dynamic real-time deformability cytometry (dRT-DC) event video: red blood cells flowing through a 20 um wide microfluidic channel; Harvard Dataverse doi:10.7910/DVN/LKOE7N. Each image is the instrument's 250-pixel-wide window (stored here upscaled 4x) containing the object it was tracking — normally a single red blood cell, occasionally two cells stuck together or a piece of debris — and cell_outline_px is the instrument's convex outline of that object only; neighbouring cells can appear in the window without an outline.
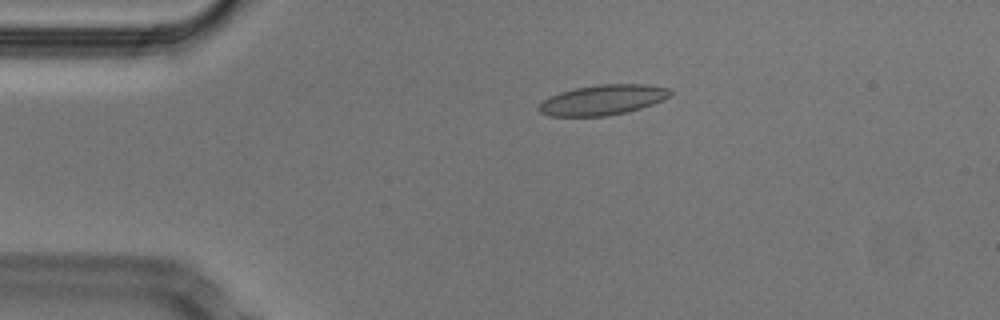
{"species": "Egyptian fruit bat (a non-hibernating species)", "species_latin": "Rousettus aegyptiacus", "temperature_condition": "cold", "stored_images_in_passage": 52, "camera_frame_rate_fps": 3000, "um_per_image_px": 0.085, "animal": {"sex": "male"}, "frame": {"image": 1, "passage_image": 10, "time_ms": 3.0, "image_size_px": [1000, 320], "cell_outline_px": [[672, 92], [664, 100], [640, 108], [608, 116], [548, 116], [540, 112], [536, 108], [544, 100], [560, 92], [576, 88], [600, 84], [648, 84], [668, 88]], "centroid_in_image_um": [51.23, 8.49], "position_along_channel_um": 33.8, "area_um2": 22.95}}
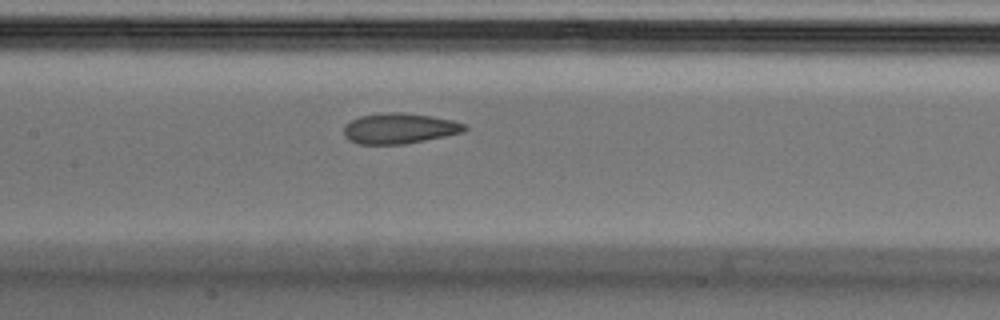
{"frame": {"image": 2, "passage_image": 24, "time_ms": 7.667, "image_size_px": [1000, 320], "cell_outline_px": [[468, 128], [464, 132], [404, 144], [360, 144], [348, 140], [344, 136], [344, 124], [360, 116], [380, 112], [404, 112], [432, 116], [452, 120], [468, 124]], "centroid_in_image_um": [33.95, 10.9], "position_along_channel_um": 173.4, "area_um2": 21.68}}
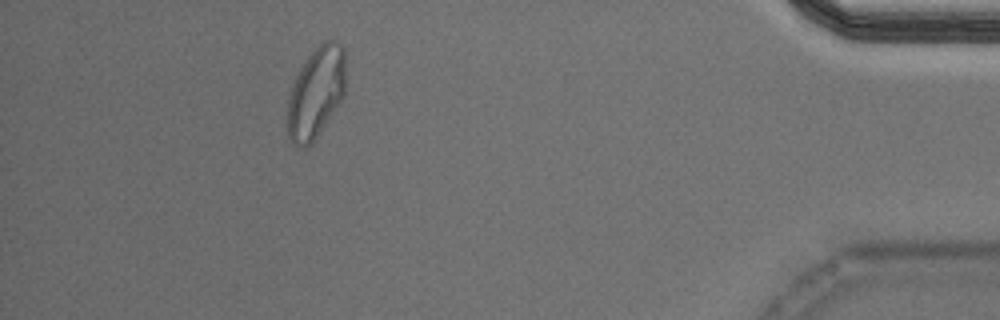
{"frame": {"image": 3, "passage_image": 47, "time_ms": 15.333, "image_size_px": [1000, 320], "cell_outline_px": [[344, 96], [312, 144], [304, 148], [292, 144], [288, 136], [288, 100], [292, 84], [300, 68], [308, 56], [324, 40], [336, 40], [344, 48]], "centroid_in_image_um": [26.85, 7.89], "position_along_channel_um": 408.3, "area_um2": 30.69}, "authors_computed_cell_mechanics": {"area_um2": 22.1663, "velocity_mm_per_s": 3.7815, "shape_relaxation_time_tau1_ms": 6.7074, "shape_relaxation_time_tau2_ms": 1.1589, "deformation_change_tau1": 0.1619, "deformation_change_tau2": 0.0498}}